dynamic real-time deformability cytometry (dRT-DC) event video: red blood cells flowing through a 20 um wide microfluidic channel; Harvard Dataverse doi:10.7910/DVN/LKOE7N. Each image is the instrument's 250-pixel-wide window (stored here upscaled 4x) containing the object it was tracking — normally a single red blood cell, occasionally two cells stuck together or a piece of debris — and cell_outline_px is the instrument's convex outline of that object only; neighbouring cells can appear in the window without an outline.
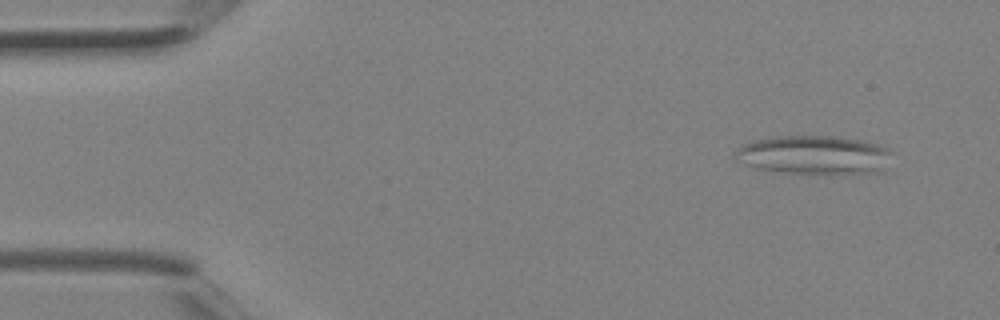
{"species": "Egyptian fruit bat (a non-hibernating species)", "species_latin": "Rousettus aegyptiacus", "temperature_condition": "room temperature", "stored_images_in_passage": 3, "camera_frame_rate_fps": 3000, "um_per_image_px": 0.085, "animal": {"sex": "female"}, "frame": {"image": 1, "passage_image": 1, "time_ms": 0.0, "image_size_px": [1000, 320], "cell_outline_px": [[892, 152], [884, 172], [784, 172], [760, 168], [744, 164], [736, 160], [736, 152], [744, 144], [752, 140], [772, 136], [836, 136], [860, 140], [876, 144], [888, 148]], "centroid_in_image_um": [69.21, 13.14], "position_along_channel_um": 15.8, "area_um2": 34.74}}